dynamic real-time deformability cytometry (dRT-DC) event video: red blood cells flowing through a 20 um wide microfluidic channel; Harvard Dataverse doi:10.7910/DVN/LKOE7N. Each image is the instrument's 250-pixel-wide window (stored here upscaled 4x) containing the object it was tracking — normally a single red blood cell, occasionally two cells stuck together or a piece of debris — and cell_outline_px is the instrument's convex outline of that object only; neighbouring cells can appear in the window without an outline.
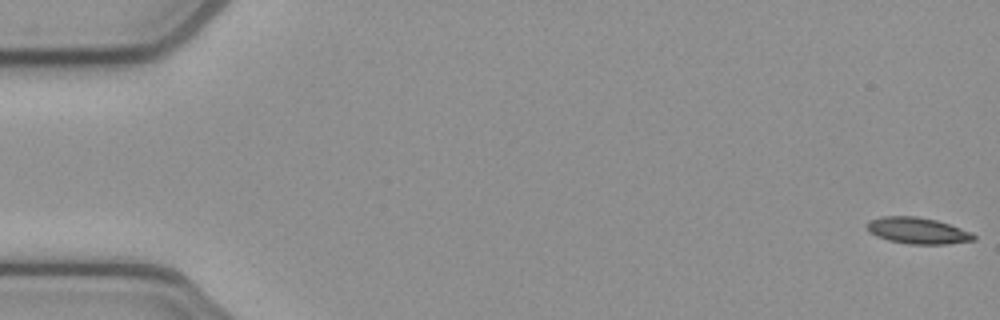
{"species": "common noctule bat (a hibernating species)", "species_latin": "Nyctalus noctula", "temperature_condition": "cold", "stored_images_in_passage": 53, "camera_frame_rate_fps": 3000, "um_per_image_px": 0.085, "animal": {"sex": "female", "body_mass_g": 21.9}, "frame": {"image": 1, "passage_image": 1, "time_ms": 0.0, "image_size_px": [1000, 320], "cell_outline_px": [[976, 240], [948, 244], [908, 244], [888, 240], [876, 236], [868, 232], [868, 220], [880, 216], [916, 216], [936, 220], [972, 232], [976, 236]], "centroid_in_image_um": [77.99, 19.61], "position_along_channel_um": 7.0, "area_um2": 16.47}}
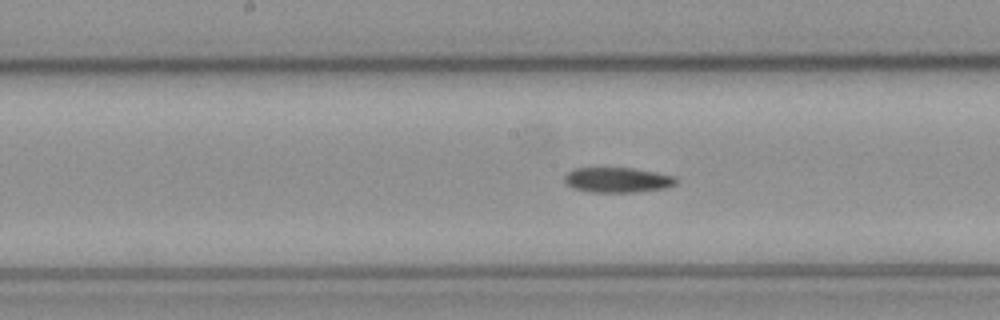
{"frame": {"image": 2, "passage_image": 27, "time_ms": 8.667, "image_size_px": [1000, 320], "cell_outline_px": [[680, 180], [676, 184], [664, 188], [636, 192], [592, 192], [576, 188], [568, 184], [564, 180], [564, 176], [572, 168], [632, 168], [656, 172], [676, 176]], "centroid_in_image_um": [52.54, 15.28], "position_along_channel_um": 195.7, "area_um2": 16.3}}
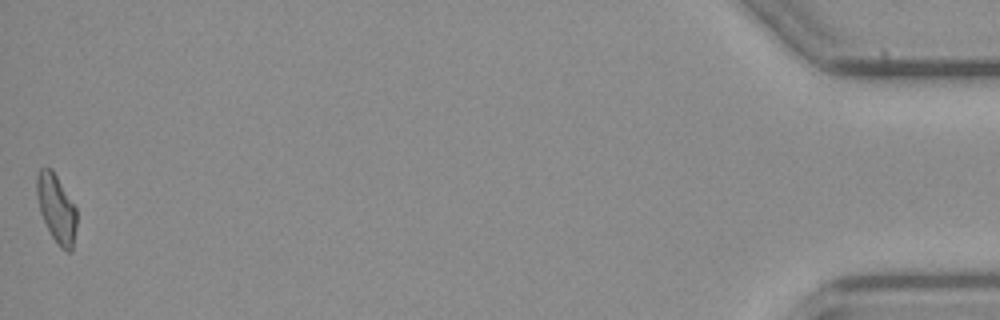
{"frame": {"image": 3, "passage_image": 53, "time_ms": 17.333, "image_size_px": [1000, 320], "cell_outline_px": [[76, 228], [72, 252], [68, 252], [60, 248], [52, 236], [40, 212], [36, 196], [36, 176], [40, 168], [52, 168], [76, 208]], "centroid_in_image_um": [4.79, 17.72], "position_along_channel_um": 430.4, "area_um2": 15.84}}